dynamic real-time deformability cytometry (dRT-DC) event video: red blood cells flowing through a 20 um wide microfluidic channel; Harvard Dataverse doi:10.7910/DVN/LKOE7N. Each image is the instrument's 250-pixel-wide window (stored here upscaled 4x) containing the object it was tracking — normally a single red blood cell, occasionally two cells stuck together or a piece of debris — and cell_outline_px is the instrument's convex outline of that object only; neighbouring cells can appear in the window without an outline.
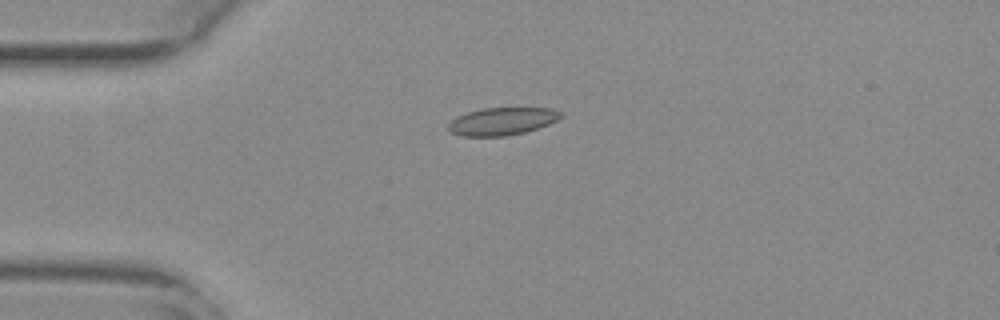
{"species": "common noctule bat (a hibernating species)", "species_latin": "Nyctalus noctula", "temperature_condition": "warm", "stored_images_in_passage": 42, "camera_frame_rate_fps": 3000, "um_per_image_px": 0.085, "animal": {"sex": "female", "body_mass_g": 29.2, "forearm_length_mm": 56.3}, "frame": {"image": 1, "passage_image": 1, "time_ms": 0.0, "image_size_px": [1000, 320], "cell_outline_px": [[564, 116], [548, 124], [524, 132], [508, 136], [460, 136], [452, 132], [448, 128], [448, 124], [456, 116], [480, 108], [552, 108], [564, 112]], "centroid_in_image_um": [42.69, 10.3], "position_along_channel_um": 42.3, "area_um2": 18.15}}
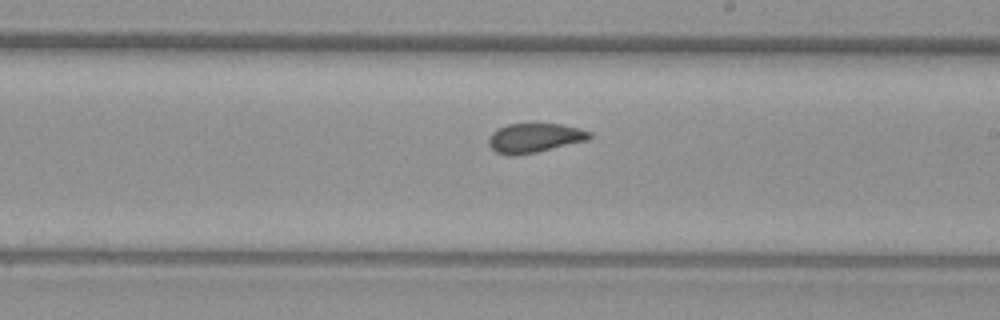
{"frame": {"image": 2, "passage_image": 19, "time_ms": 6.0, "image_size_px": [1000, 320], "cell_outline_px": [[592, 136], [588, 140], [536, 152], [512, 156], [508, 156], [496, 152], [488, 144], [488, 136], [496, 128], [508, 124], [560, 124], [580, 128], [592, 132]], "centroid_in_image_um": [45.41, 11.72], "position_along_channel_um": 243.6, "area_um2": 17.34}}
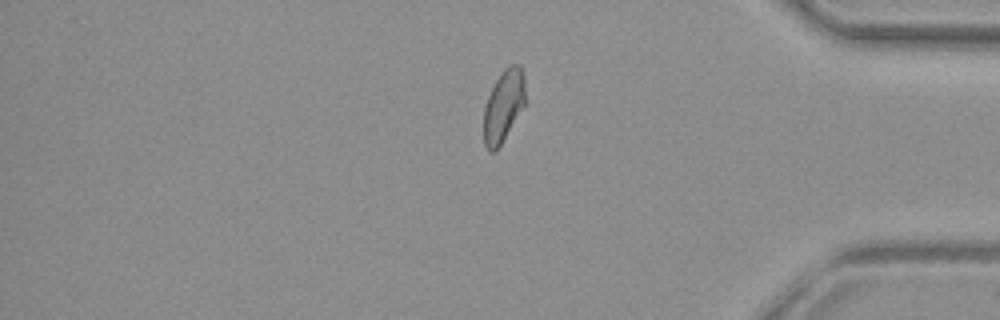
{"frame": {"image": 3, "passage_image": 33, "time_ms": 10.667, "image_size_px": [1000, 320], "cell_outline_px": [[524, 104], [500, 144], [492, 152], [484, 144], [484, 108], [488, 96], [496, 80], [504, 68], [508, 64], [520, 64], [524, 76]], "centroid_in_image_um": [42.79, 8.92], "position_along_channel_um": 392.4, "area_um2": 16.82}, "authors_computed_cell_mechanics": {"area_um2": 17.7446, "velocity_mm_per_s": 3.7571, "shape_relaxation_time_tau1_ms": null, "shape_relaxation_time_tau2_ms": 1.2737, "deformation_change_tau1": null, "deformation_change_tau2": 0.0578}}